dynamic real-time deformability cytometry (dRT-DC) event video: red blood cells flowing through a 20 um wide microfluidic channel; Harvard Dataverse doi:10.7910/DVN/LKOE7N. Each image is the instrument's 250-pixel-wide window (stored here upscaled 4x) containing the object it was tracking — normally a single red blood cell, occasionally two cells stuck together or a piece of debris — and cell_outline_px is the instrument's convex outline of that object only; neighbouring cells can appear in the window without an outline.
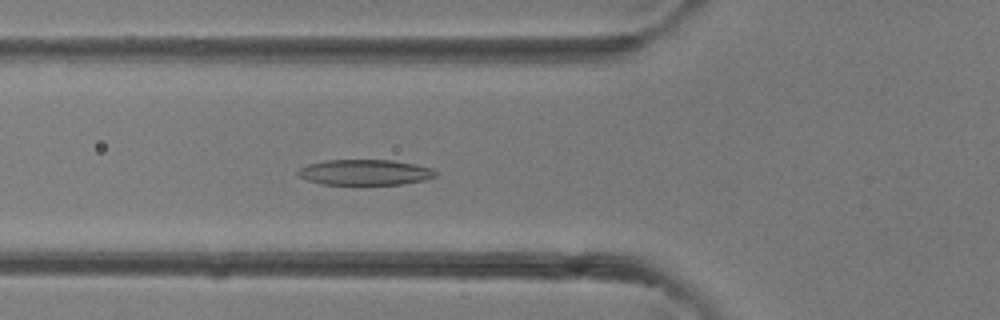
{"species": "common noctule bat (a hibernating species)", "species_latin": "Nyctalus noctula", "temperature_condition": "room temperature", "stored_images_in_passage": 31, "camera_frame_rate_fps": 3000, "um_per_image_px": 0.085, "animal": {"sex": "female"}, "frame": {"image": 1, "passage_image": 6, "time_ms": 1.667, "image_size_px": [1000, 320], "cell_outline_px": [[436, 176], [424, 180], [400, 184], [320, 184], [308, 180], [300, 176], [296, 172], [300, 168], [308, 164], [324, 160], [392, 160], [416, 164], [432, 168], [436, 172]], "centroid_in_image_um": [31.02, 14.64], "position_along_channel_um": 94.8, "area_um2": 20.4}}
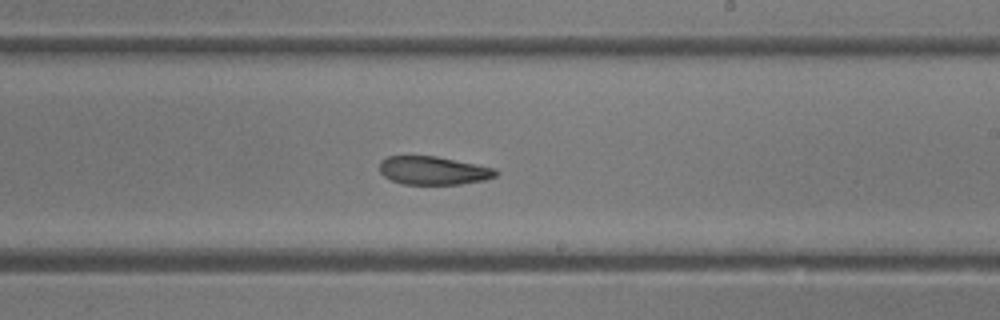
{"frame": {"image": 2, "passage_image": 15, "time_ms": 4.667, "image_size_px": [1000, 320], "cell_outline_px": [[500, 172], [496, 176], [484, 180], [460, 184], [404, 184], [392, 180], [384, 176], [380, 172], [380, 160], [388, 156], [436, 156], [496, 168]], "centroid_in_image_um": [36.85, 14.49], "position_along_channel_um": 252.1, "area_um2": 19.19}}
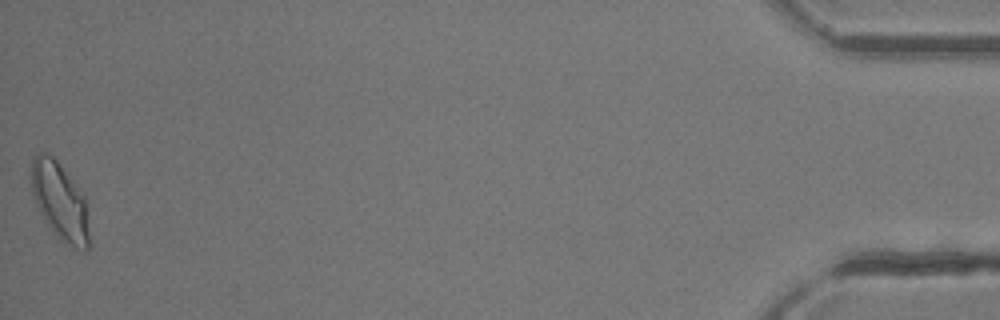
{"frame": {"image": 3, "passage_image": 31, "time_ms": 10.0, "image_size_px": [1000, 320], "cell_outline_px": [[88, 252], [84, 252], [64, 244], [56, 236], [44, 220], [36, 204], [32, 192], [32, 160], [36, 152], [48, 152], [56, 160], [84, 192], [88, 232]], "centroid_in_image_um": [5.1, 17.12], "position_along_channel_um": 430.1, "area_um2": 26.3}}